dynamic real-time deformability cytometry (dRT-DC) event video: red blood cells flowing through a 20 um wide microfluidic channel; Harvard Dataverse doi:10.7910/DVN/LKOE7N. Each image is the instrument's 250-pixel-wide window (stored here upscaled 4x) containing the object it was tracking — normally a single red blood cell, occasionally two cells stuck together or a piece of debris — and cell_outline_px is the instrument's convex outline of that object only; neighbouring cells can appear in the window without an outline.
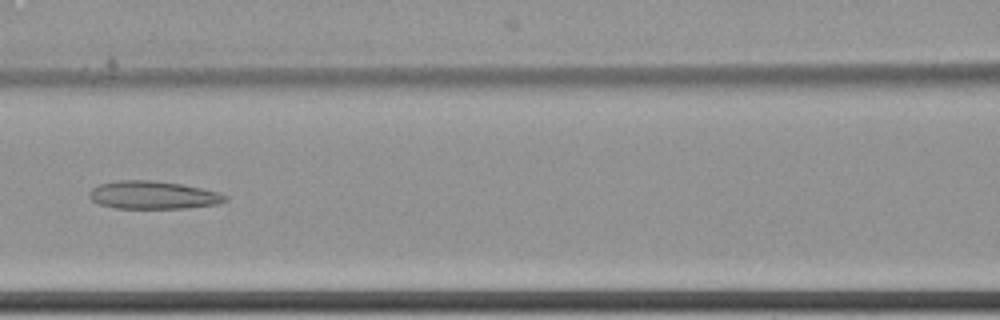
{"species": "common noctule bat (a hibernating species)", "species_latin": "Nyctalus noctula", "temperature_condition": "cold", "stored_images_in_passage": 11, "camera_frame_rate_fps": 3000, "um_per_image_px": 0.085, "animal": {"sex": "female", "body_mass_g": 22.7, "forearm_length_mm": 54.2}, "frame": {"image": 1, "passage_image": 8, "time_ms": 2.333, "image_size_px": [1000, 320], "cell_outline_px": [[228, 200], [216, 204], [188, 208], [116, 208], [100, 204], [92, 200], [88, 196], [88, 192], [92, 188], [100, 184], [116, 180], [152, 180], [180, 184], [220, 192], [228, 196]], "centroid_in_image_um": [13.01, 16.58], "position_along_channel_um": 153.6, "area_um2": 22.14}}
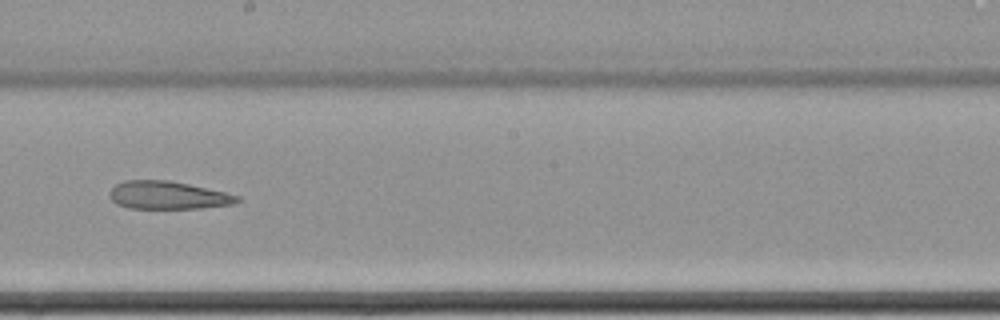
{"frame": {"image": 2, "passage_image": 10, "time_ms": 3.0, "image_size_px": [1000, 320], "cell_outline_px": [[240, 200], [236, 204], [200, 208], [128, 208], [116, 204], [112, 200], [108, 192], [116, 184], [124, 180], [168, 180], [188, 184], [224, 192], [240, 196]], "centroid_in_image_um": [14.26, 16.6], "position_along_channel_um": 233.9, "area_um2": 20.75}}
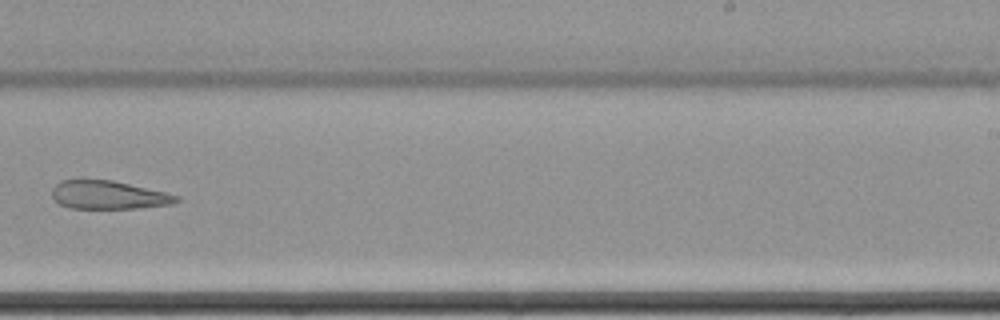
{"frame": {"image": 3, "passage_image": 11, "time_ms": 3.333, "image_size_px": [1000, 320], "cell_outline_px": [[180, 200], [172, 204], [136, 208], [68, 208], [60, 204], [52, 196], [52, 188], [60, 180], [80, 176], [112, 180], [164, 192], [180, 196]], "centroid_in_image_um": [9.14, 16.52], "position_along_channel_um": 279.9, "area_um2": 21.1}}